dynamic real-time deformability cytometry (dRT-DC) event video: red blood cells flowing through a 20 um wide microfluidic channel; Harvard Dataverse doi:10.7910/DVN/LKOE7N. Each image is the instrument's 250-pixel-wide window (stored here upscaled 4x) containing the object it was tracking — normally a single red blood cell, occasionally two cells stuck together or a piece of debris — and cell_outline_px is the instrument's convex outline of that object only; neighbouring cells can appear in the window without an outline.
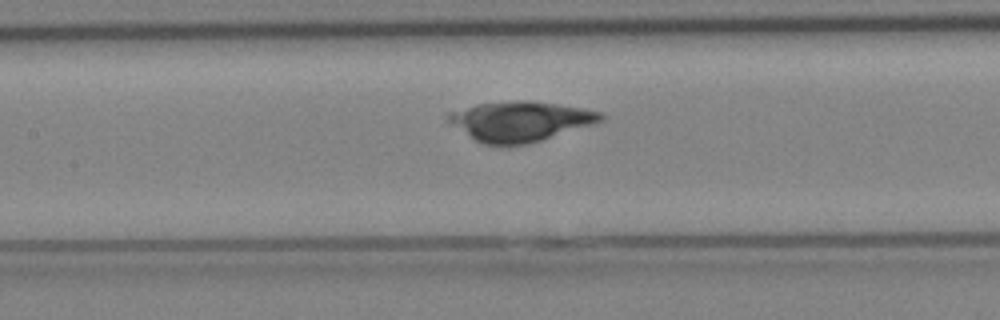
{"species": "Egyptian fruit bat (a non-hibernating species)", "species_latin": "Rousettus aegyptiacus", "temperature_condition": "cold", "stored_images_in_passage": 18, "camera_frame_rate_fps": 3000, "um_per_image_px": 0.085, "animal": {"sex": "female"}, "frame": {"image": 1, "passage_image": 6, "time_ms": 1.667, "image_size_px": [1000, 320], "cell_outline_px": [[604, 120], [592, 124], [528, 144], [484, 144], [476, 140], [448, 120], [448, 112], [476, 104], [520, 100], [556, 104], [604, 112]], "centroid_in_image_um": [44.25, 10.29], "position_along_channel_um": 163.2, "area_um2": 34.56}}
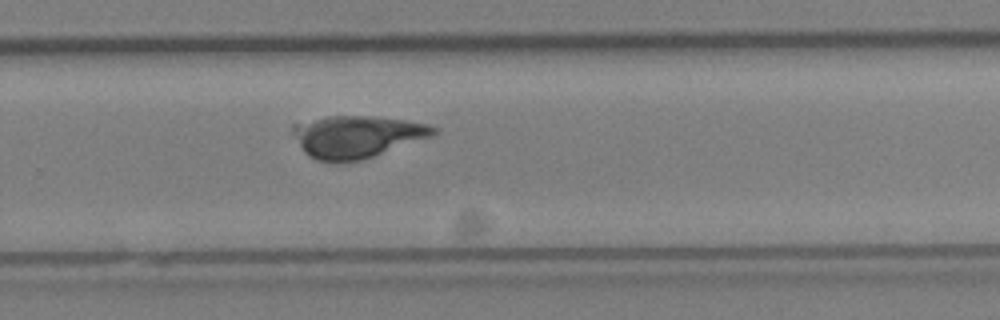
{"frame": {"image": 2, "passage_image": 13, "time_ms": 4.0, "image_size_px": [1000, 320], "cell_outline_px": [[436, 132], [432, 136], [360, 160], [336, 164], [316, 160], [308, 156], [304, 152], [292, 132], [292, 124], [328, 116], [372, 116], [404, 120], [428, 124], [436, 128]], "centroid_in_image_um": [30.28, 11.62], "position_along_channel_um": 299.5, "area_um2": 34.45}}